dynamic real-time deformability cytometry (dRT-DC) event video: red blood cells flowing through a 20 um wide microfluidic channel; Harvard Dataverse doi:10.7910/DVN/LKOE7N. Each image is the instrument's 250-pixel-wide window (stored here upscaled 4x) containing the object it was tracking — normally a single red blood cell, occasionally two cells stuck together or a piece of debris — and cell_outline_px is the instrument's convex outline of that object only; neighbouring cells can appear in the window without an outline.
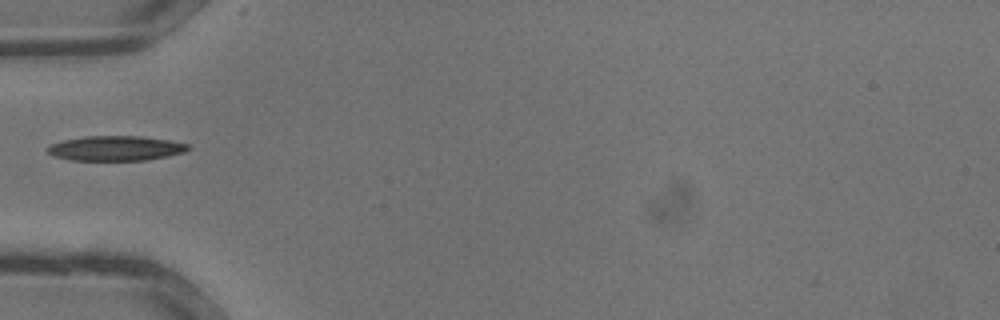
{"species": "common noctule bat (a hibernating species)", "species_latin": "Nyctalus noctula", "temperature_condition": "warm", "stored_images_in_passage": 21, "camera_frame_rate_fps": 3000, "um_per_image_px": 0.085, "animal": {"sex": "male", "body_mass_g": 13.3}, "frame": {"image": 1, "passage_image": 1, "time_ms": 0.0, "image_size_px": [1000, 320], "cell_outline_px": [[192, 148], [184, 152], [168, 156], [148, 160], [72, 160], [52, 156], [44, 148], [52, 144], [64, 140], [84, 136], [140, 136], [168, 140], [188, 144]], "centroid_in_image_um": [9.83, 12.6], "position_along_channel_um": 75.2, "area_um2": 20.4}}
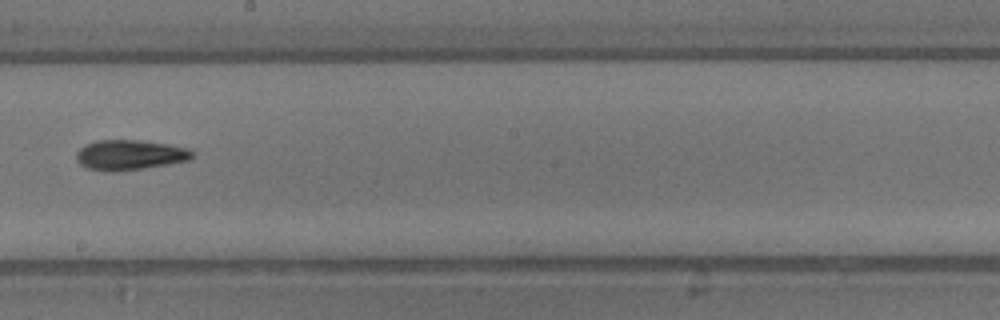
{"frame": {"image": 2, "passage_image": 9, "time_ms": 2.667, "image_size_px": [1000, 320], "cell_outline_px": [[192, 156], [188, 160], [168, 164], [140, 168], [88, 168], [80, 164], [76, 160], [76, 152], [84, 144], [96, 140], [140, 140], [168, 144], [188, 148], [192, 152]], "centroid_in_image_um": [11.03, 13.1], "position_along_channel_um": 237.2, "area_um2": 19.42}}
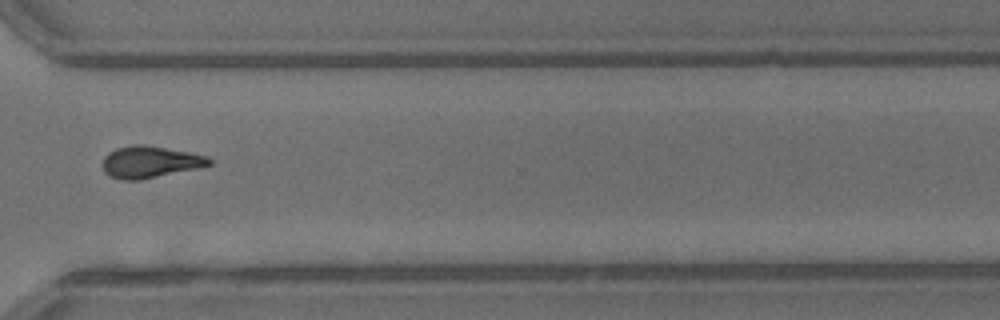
{"frame": {"image": 3, "passage_image": 15, "time_ms": 4.667, "image_size_px": [1000, 320], "cell_outline_px": [[212, 164], [196, 168], [140, 180], [120, 180], [108, 176], [104, 172], [104, 156], [108, 152], [116, 148], [136, 144], [144, 144], [188, 152], [208, 156], [212, 160]], "centroid_in_image_um": [12.73, 13.77], "position_along_channel_um": 357.9, "area_um2": 19.65}}